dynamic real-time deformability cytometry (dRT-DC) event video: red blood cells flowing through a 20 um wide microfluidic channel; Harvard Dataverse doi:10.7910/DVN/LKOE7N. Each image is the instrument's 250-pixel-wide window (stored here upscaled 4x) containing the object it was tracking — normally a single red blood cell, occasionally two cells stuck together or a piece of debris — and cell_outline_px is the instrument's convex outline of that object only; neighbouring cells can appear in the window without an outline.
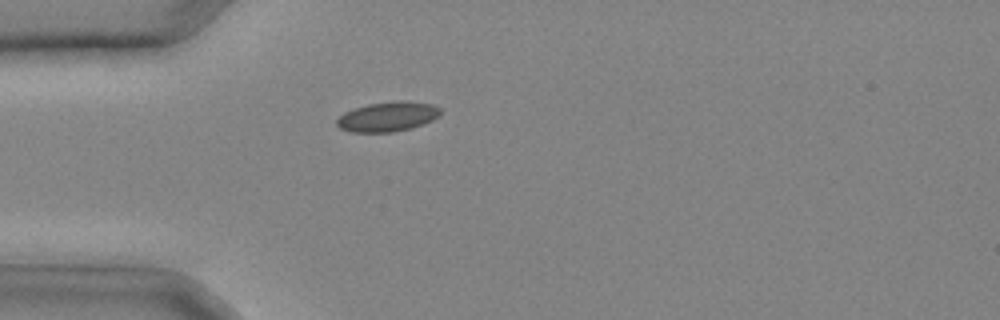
{"species": "common noctule bat (a hibernating species)", "species_latin": "Nyctalus noctula", "temperature_condition": "cold", "stored_images_in_passage": 22, "camera_frame_rate_fps": 3000, "um_per_image_px": 0.085, "animal": {"sex": "male", "body_mass_g": 20.4}, "frame": {"image": 1, "passage_image": 1, "time_ms": 0.0, "image_size_px": [1000, 320], "cell_outline_px": [[440, 116], [432, 120], [412, 128], [392, 132], [352, 132], [340, 128], [336, 124], [336, 120], [344, 112], [368, 104], [400, 100], [404, 100], [432, 104], [440, 108]], "centroid_in_image_um": [32.96, 9.91], "position_along_channel_um": 52.0, "area_um2": 17.92}}
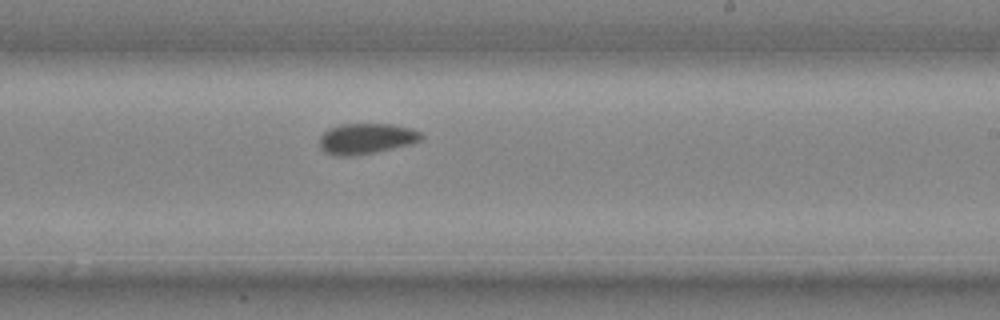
{"frame": {"image": 2, "passage_image": 12, "time_ms": 3.667, "image_size_px": [1000, 320], "cell_outline_px": [[424, 136], [420, 140], [408, 144], [392, 148], [372, 152], [348, 156], [336, 156], [324, 152], [320, 148], [320, 136], [328, 128], [340, 124], [392, 124], [412, 128], [420, 132]], "centroid_in_image_um": [31.1, 11.77], "position_along_channel_um": 257.9, "area_um2": 18.03}}
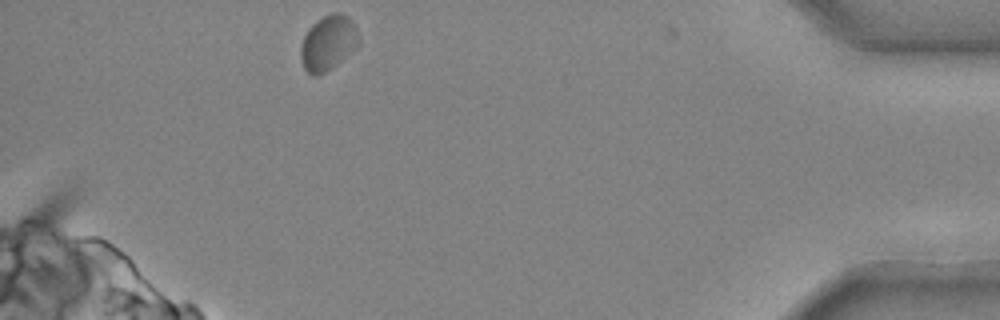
{"frame": {"image": 3, "passage_image": 22, "time_ms": 7.0, "image_size_px": [1000, 320], "cell_outline_px": [[360, 44], [356, 48], [332, 68], [324, 72], [308, 72], [304, 68], [300, 56], [300, 48], [304, 36], [308, 28], [316, 20], [332, 12], [340, 12], [348, 16], [352, 20], [360, 36]], "centroid_in_image_um": [27.93, 3.59], "position_along_channel_um": 407.3, "area_um2": 18.55}}